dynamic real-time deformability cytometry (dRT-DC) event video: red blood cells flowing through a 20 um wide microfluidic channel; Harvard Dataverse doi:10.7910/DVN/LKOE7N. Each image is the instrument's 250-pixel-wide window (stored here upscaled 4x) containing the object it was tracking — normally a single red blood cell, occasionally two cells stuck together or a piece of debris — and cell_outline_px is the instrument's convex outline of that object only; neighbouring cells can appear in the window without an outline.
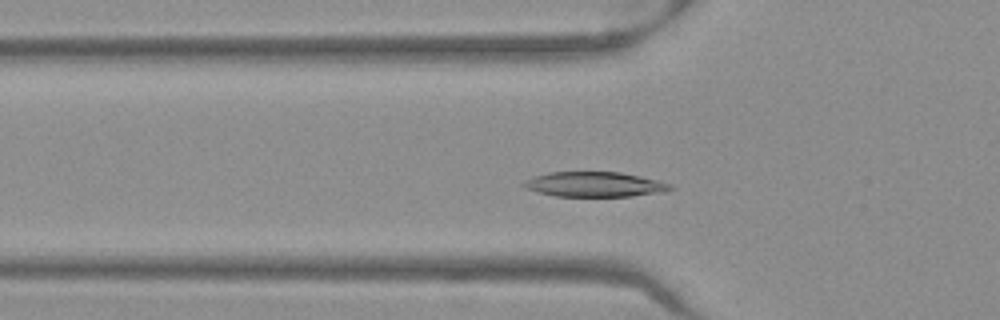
{"species": "Egyptian fruit bat (a non-hibernating species)", "species_latin": "Rousettus aegyptiacus", "temperature_condition": "warm", "stored_images_in_passage": 46, "camera_frame_rate_fps": 3000, "um_per_image_px": 0.085, "frame": {"image": 1, "passage_image": 12, "time_ms": 3.667, "image_size_px": [1000, 320], "cell_outline_px": [[672, 188], [664, 192], [632, 196], [556, 196], [536, 192], [524, 188], [520, 184], [524, 180], [532, 176], [548, 172], [620, 172], [640, 176], [672, 184]], "centroid_in_image_um": [50.47, 15.67], "position_along_channel_um": 75.3, "area_um2": 21.44}}
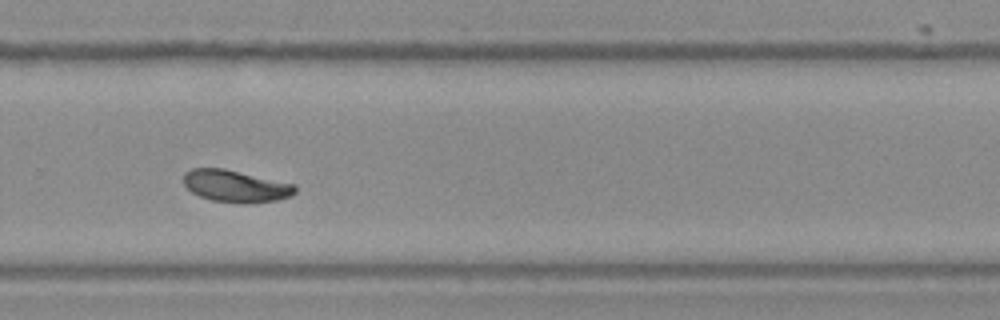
{"frame": {"image": 2, "passage_image": 30, "time_ms": 9.667, "image_size_px": [1000, 320], "cell_outline_px": [[296, 192], [292, 196], [276, 200], [248, 204], [240, 204], [212, 200], [200, 196], [192, 192], [184, 184], [184, 172], [192, 168], [224, 168], [296, 184]], "centroid_in_image_um": [20.06, 15.82], "position_along_channel_um": 309.7, "area_um2": 21.04}}
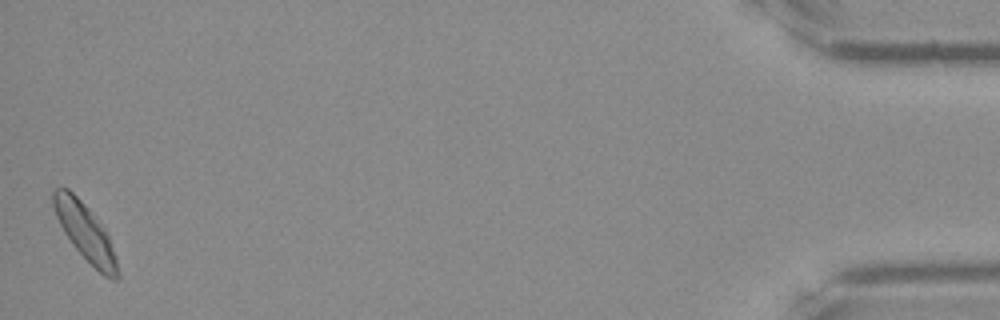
{"frame": {"image": 3, "passage_image": 46, "time_ms": 15.0, "image_size_px": [1000, 320], "cell_outline_px": [[120, 276], [116, 280], [112, 280], [104, 276], [72, 244], [64, 232], [56, 216], [52, 204], [52, 192], [56, 188], [68, 188], [88, 208], [104, 228], [108, 236], [116, 256], [120, 272]], "centroid_in_image_um": [7.26, 19.75], "position_along_channel_um": 427.9, "area_um2": 20.92}, "authors_computed_cell_mechanics": {"area_um2": 21.0392, "velocity_mm_per_s": 3.9063, "shape_relaxation_time_tau1_ms": 2.5616, "shape_relaxation_time_tau2_ms": 3.5804, "deformation_change_tau1": 0.1402, "deformation_change_tau2": 0.0702}}